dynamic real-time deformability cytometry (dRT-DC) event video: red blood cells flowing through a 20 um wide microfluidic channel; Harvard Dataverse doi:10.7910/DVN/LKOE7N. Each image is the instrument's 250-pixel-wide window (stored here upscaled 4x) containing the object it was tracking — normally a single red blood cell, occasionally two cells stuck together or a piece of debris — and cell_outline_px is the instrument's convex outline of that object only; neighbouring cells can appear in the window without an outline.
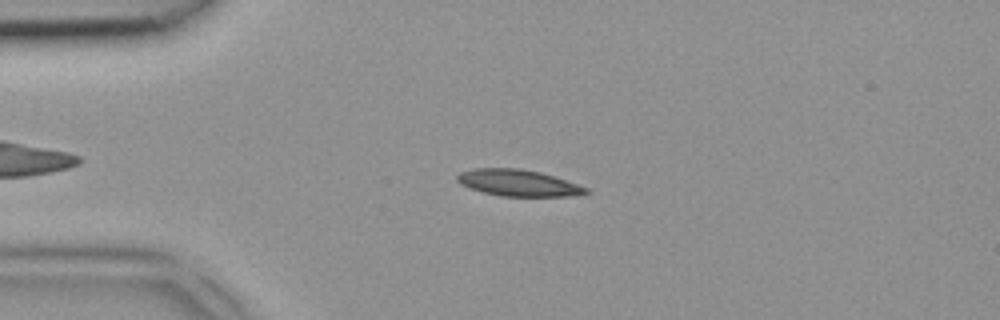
{"species": "common noctule bat (a hibernating species)", "species_latin": "Nyctalus noctula", "temperature_condition": "room temperature", "stored_images_in_passage": 6, "camera_frame_rate_fps": 3000, "um_per_image_px": 0.085, "animal": {"sex": "female", "body_mass_g": 18.4}, "frame": {"image": 1, "passage_image": 4, "time_ms": 1.0, "image_size_px": [1000, 320], "cell_outline_px": [[592, 192], [576, 196], [500, 196], [468, 188], [460, 184], [456, 180], [456, 176], [460, 172], [476, 168], [520, 168], [540, 172], [588, 188]], "centroid_in_image_um": [44.03, 15.55], "position_along_channel_um": 41.0, "area_um2": 19.88}}
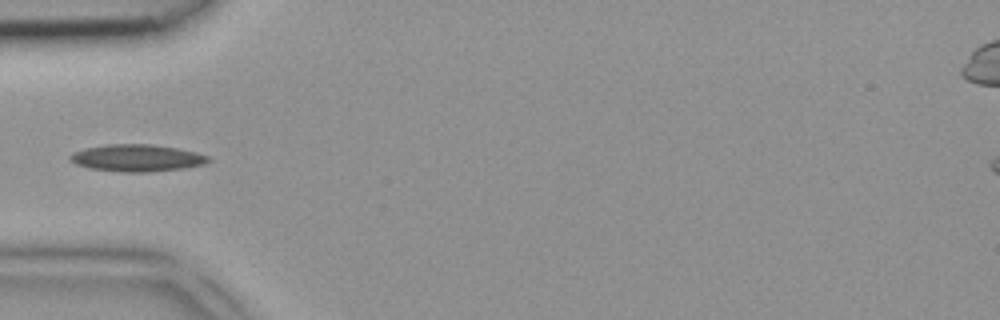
{"frame": {"image": 2, "passage_image": 5, "time_ms": 1.333, "image_size_px": [1000, 320], "cell_outline_px": [[212, 160], [204, 164], [184, 168], [148, 172], [120, 172], [88, 168], [76, 164], [68, 160], [68, 156], [72, 152], [84, 148], [108, 144], [152, 144], [176, 148], [196, 152], [208, 156]], "centroid_in_image_um": [11.6, 13.43], "position_along_channel_um": 73.4, "area_um2": 21.96}}